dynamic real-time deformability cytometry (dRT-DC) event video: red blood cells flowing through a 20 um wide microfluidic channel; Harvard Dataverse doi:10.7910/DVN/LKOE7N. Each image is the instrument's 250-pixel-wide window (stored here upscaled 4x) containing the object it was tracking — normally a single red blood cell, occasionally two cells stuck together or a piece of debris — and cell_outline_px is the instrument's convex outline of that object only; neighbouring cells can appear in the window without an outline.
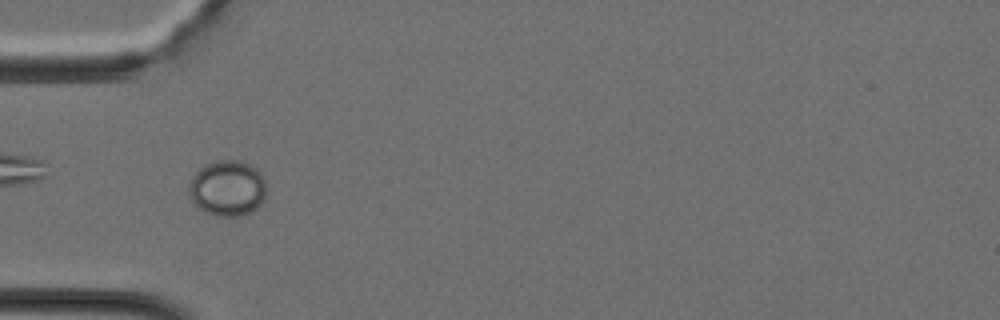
{"species": "Egyptian fruit bat (a non-hibernating species)", "species_latin": "Rousettus aegyptiacus", "temperature_condition": "cold", "stored_images_in_passage": 37, "camera_frame_rate_fps": 3000, "um_per_image_px": 0.085, "animal": {"sex": "female"}, "frame": {"image": 1, "passage_image": 11, "time_ms": 3.333, "image_size_px": [1000, 320], "cell_outline_px": [[268, 188], [264, 200], [256, 208], [240, 216], [216, 216], [204, 212], [192, 200], [188, 192], [188, 188], [192, 176], [204, 164], [216, 160], [240, 160], [256, 168], [260, 172]], "centroid_in_image_um": [19.34, 15.98], "position_along_channel_um": 65.7, "area_um2": 25.37}}
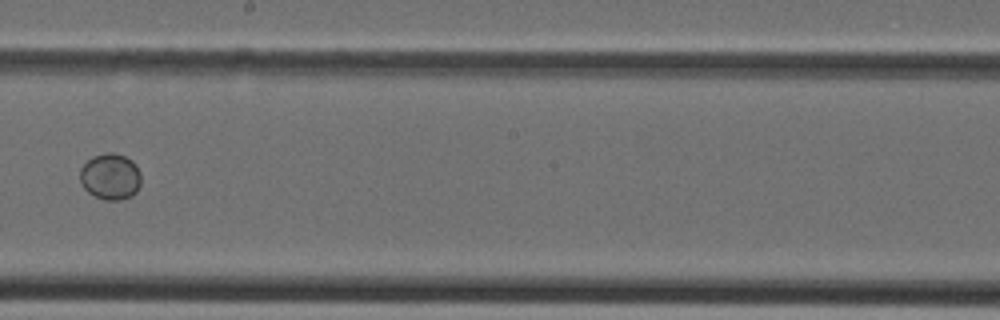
{"frame": {"image": 2, "passage_image": 21, "time_ms": 6.667, "image_size_px": [1000, 320], "cell_outline_px": [[140, 184], [136, 192], [132, 196], [120, 200], [104, 200], [88, 192], [84, 188], [80, 180], [80, 168], [92, 156], [108, 152], [112, 152], [124, 156], [132, 160], [136, 164], [140, 172]], "centroid_in_image_um": [9.39, 15.01], "position_along_channel_um": 238.8, "area_um2": 16.53}}
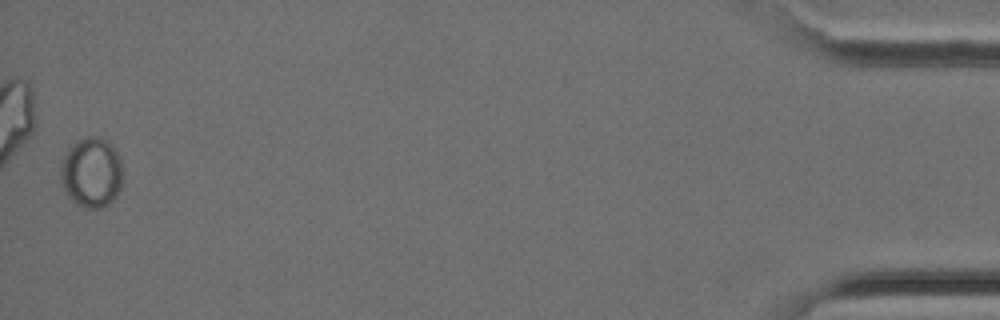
{"frame": {"image": 3, "passage_image": 37, "time_ms": 12.0, "image_size_px": [1000, 320], "cell_outline_px": [[120, 188], [116, 196], [108, 204], [100, 208], [88, 208], [76, 204], [64, 192], [60, 180], [60, 168], [64, 156], [68, 148], [72, 144], [88, 136], [104, 136], [116, 148], [120, 156]], "centroid_in_image_um": [7.76, 14.63], "position_along_channel_um": 427.4, "area_um2": 25.55}}